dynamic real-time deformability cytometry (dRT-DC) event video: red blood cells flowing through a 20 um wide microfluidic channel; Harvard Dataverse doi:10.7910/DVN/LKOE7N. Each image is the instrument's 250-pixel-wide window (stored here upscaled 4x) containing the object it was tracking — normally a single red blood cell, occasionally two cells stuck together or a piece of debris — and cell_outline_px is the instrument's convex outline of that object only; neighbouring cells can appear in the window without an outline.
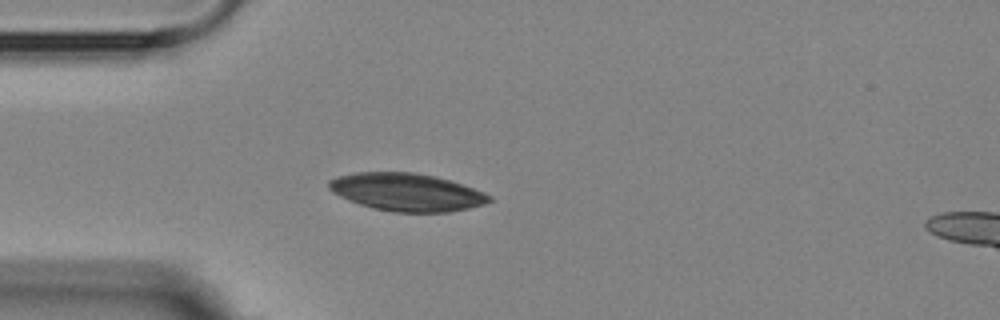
{"species": "Egyptian fruit bat (a non-hibernating species)", "species_latin": "Rousettus aegyptiacus", "temperature_condition": "room temperature", "stored_images_in_passage": 4, "camera_frame_rate_fps": 3000, "um_per_image_px": 0.085, "animal": {"sex": "female"}, "frame": {"image": 1, "passage_image": 2, "time_ms": 1.333, "image_size_px": [1000, 320], "cell_outline_px": [[492, 200], [484, 204], [468, 208], [448, 212], [392, 212], [372, 208], [348, 200], [332, 192], [328, 188], [328, 180], [336, 176], [352, 172], [416, 172], [436, 176], [484, 192], [492, 196]], "centroid_in_image_um": [34.52, 16.32], "position_along_channel_um": 50.5, "area_um2": 35.37}}
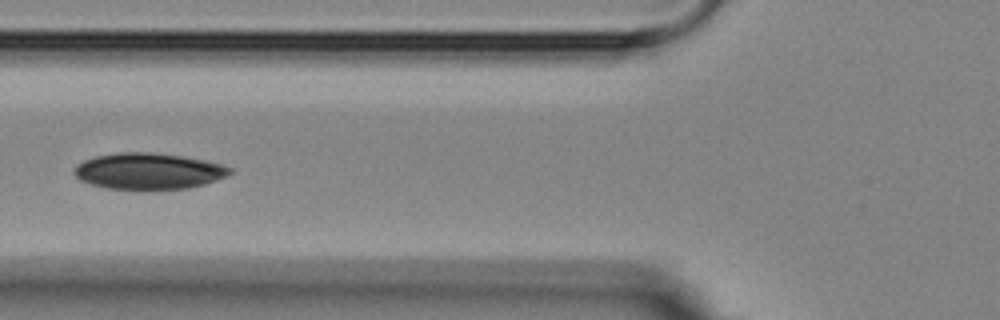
{"frame": {"image": 2, "passage_image": 4, "time_ms": 3.333, "image_size_px": [1000, 320], "cell_outline_px": [[232, 172], [216, 180], [204, 184], [188, 188], [144, 192], [108, 188], [92, 184], [80, 180], [76, 176], [76, 164], [84, 160], [96, 156], [116, 152], [152, 152], [184, 156], [204, 160], [220, 164], [232, 168]], "centroid_in_image_um": [12.62, 14.57], "position_along_channel_um": 113.2, "area_um2": 33.47}}